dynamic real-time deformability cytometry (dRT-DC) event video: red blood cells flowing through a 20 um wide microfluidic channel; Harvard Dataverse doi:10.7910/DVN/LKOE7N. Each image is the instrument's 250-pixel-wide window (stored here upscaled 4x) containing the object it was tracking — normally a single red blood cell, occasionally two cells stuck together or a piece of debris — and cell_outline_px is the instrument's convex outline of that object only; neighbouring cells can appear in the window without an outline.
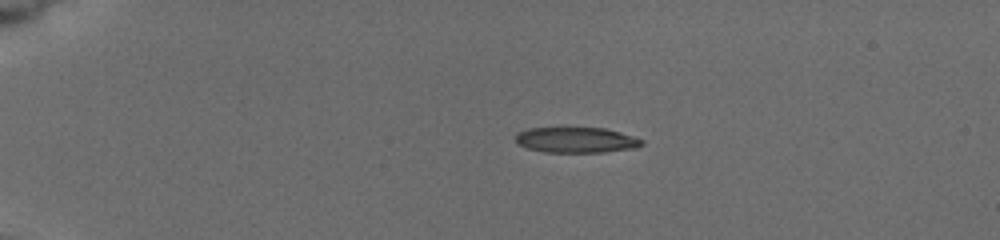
{"species": "common noctule bat (a hibernating species)", "species_latin": "Nyctalus noctula", "temperature_condition": "cold", "stored_images_in_passage": 13, "camera_frame_rate_fps": 3000, "um_per_image_px": 0.085, "animal": {"sex": "female", "body_mass_g": 19.5, "forearm_length_mm": 54.1}, "frame": {"image": 1, "passage_image": 5, "time_ms": 3.333, "image_size_px": [1000, 240], "cell_outline_px": [[644, 144], [636, 148], [604, 152], [544, 152], [528, 148], [520, 144], [516, 140], [516, 136], [520, 132], [528, 128], [604, 128], [620, 132], [644, 140]], "centroid_in_image_um": [49.03, 11.9], "position_along_channel_um": 36.0, "area_um2": 18.61}}
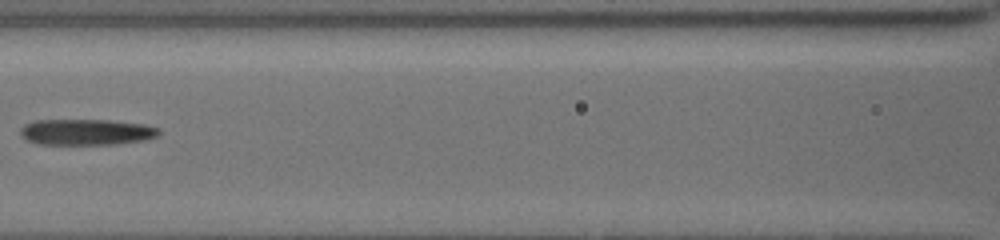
{"frame": {"image": 2, "passage_image": 10, "time_ms": 8.333, "image_size_px": [1000, 240], "cell_outline_px": [[160, 132], [156, 136], [140, 140], [116, 144], [40, 144], [28, 140], [20, 136], [20, 128], [24, 124], [32, 120], [108, 120], [144, 124], [160, 128]], "centroid_in_image_um": [7.29, 11.21], "position_along_channel_um": 159.3, "area_um2": 20.92}}
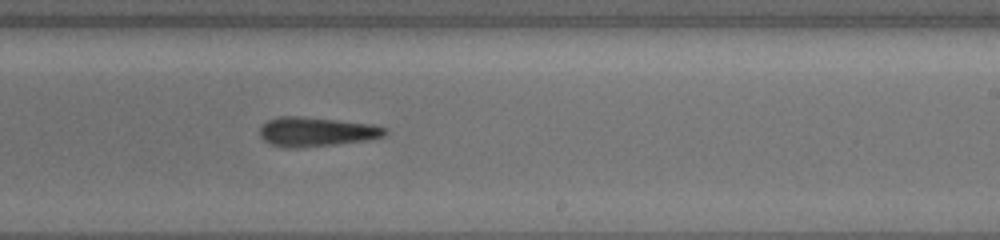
{"frame": {"image": 3, "passage_image": 13, "time_ms": 11.0, "image_size_px": [1000, 240], "cell_outline_px": [[388, 132], [384, 136], [368, 140], [336, 144], [296, 148], [284, 148], [272, 144], [264, 140], [260, 136], [260, 124], [268, 120], [280, 116], [296, 116], [336, 120], [372, 124], [388, 128]], "centroid_in_image_um": [26.89, 11.2], "position_along_channel_um": 262.1, "area_um2": 21.44}}